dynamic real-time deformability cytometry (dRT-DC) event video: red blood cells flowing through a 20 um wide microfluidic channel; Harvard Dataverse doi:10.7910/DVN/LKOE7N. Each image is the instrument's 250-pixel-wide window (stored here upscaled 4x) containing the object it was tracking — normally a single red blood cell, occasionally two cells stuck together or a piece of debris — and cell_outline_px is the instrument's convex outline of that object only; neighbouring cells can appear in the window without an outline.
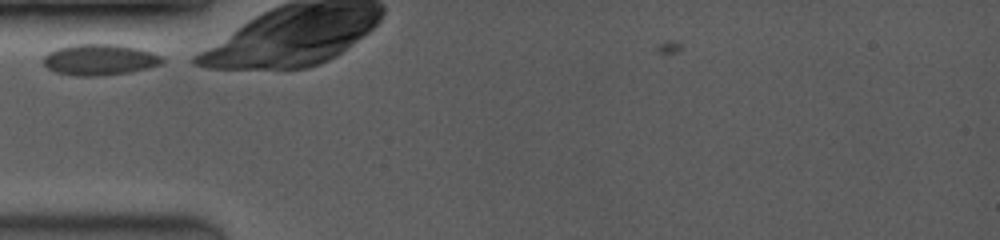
{"species": "common noctule bat (a hibernating species)", "species_latin": "Nyctalus noctula", "temperature_condition": "room temperature", "stored_images_in_passage": 15, "camera_frame_rate_fps": 3500, "um_per_image_px": 0.085, "animal": {"sex": "female", "body_mass_g": 19.0, "forearm_length_mm": 53.3}, "frame": {"image": 1, "passage_image": 3, "time_ms": 0.571, "image_size_px": [1000, 240], "cell_outline_px": [[164, 64], [148, 68], [128, 72], [100, 76], [76, 76], [56, 72], [48, 68], [40, 60], [48, 52], [56, 48], [76, 44], [116, 44], [136, 48], [152, 52], [160, 56], [164, 60]], "centroid_in_image_um": [8.45, 5.07], "position_along_channel_um": 76.6, "area_um2": 21.62}}